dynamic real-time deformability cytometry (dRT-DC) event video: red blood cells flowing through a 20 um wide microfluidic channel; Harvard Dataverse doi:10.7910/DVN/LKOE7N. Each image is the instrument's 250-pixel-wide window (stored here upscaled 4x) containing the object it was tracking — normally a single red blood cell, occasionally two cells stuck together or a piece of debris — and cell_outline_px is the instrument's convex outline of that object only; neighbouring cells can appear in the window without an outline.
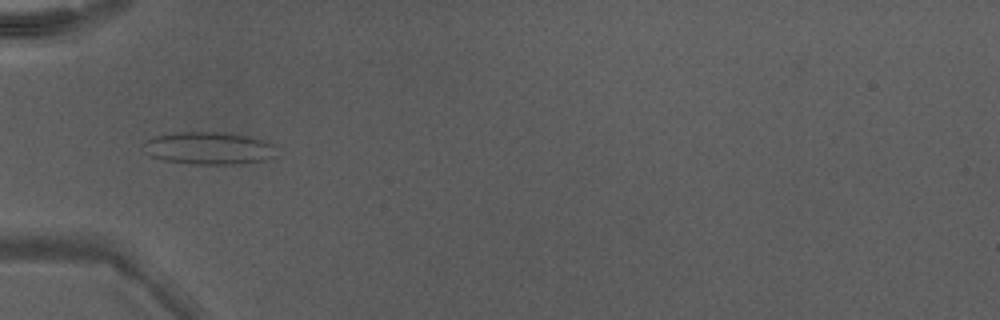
{"species": "Egyptian fruit bat (a non-hibernating species)", "species_latin": "Rousettus aegyptiacus", "temperature_condition": "warm", "stored_images_in_passage": 45, "camera_frame_rate_fps": 3000, "um_per_image_px": 0.085, "animal": {"sex": "male"}, "frame": {"image": 1, "passage_image": 14, "time_ms": 4.333, "image_size_px": [1000, 320], "cell_outline_px": [[272, 156], [264, 160], [240, 164], [196, 164], [164, 160], [152, 156], [144, 152], [148, 140], [156, 136], [180, 132], [228, 132], [248, 136], [264, 140], [272, 144]], "centroid_in_image_um": [17.75, 12.59], "position_along_channel_um": 67.2, "area_um2": 24.68}}
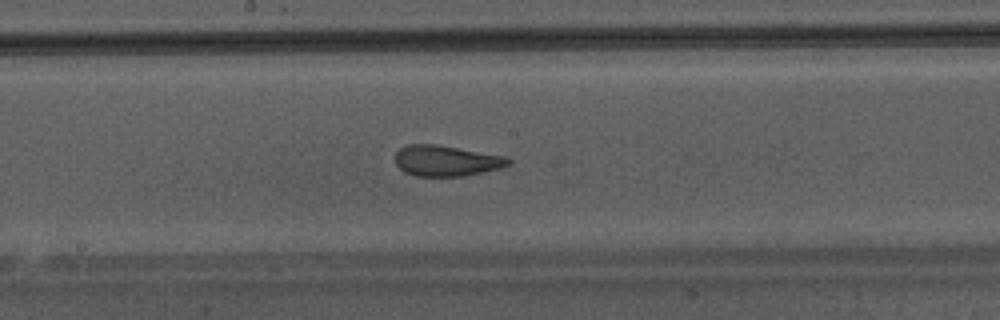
{"frame": {"image": 2, "passage_image": 24, "time_ms": 7.667, "image_size_px": [1000, 320], "cell_outline_px": [[512, 164], [500, 168], [464, 176], [416, 176], [404, 172], [396, 164], [396, 152], [400, 148], [408, 144], [436, 144], [508, 156], [512, 160]], "centroid_in_image_um": [37.97, 13.66], "position_along_channel_um": 210.2, "area_um2": 20.46}}
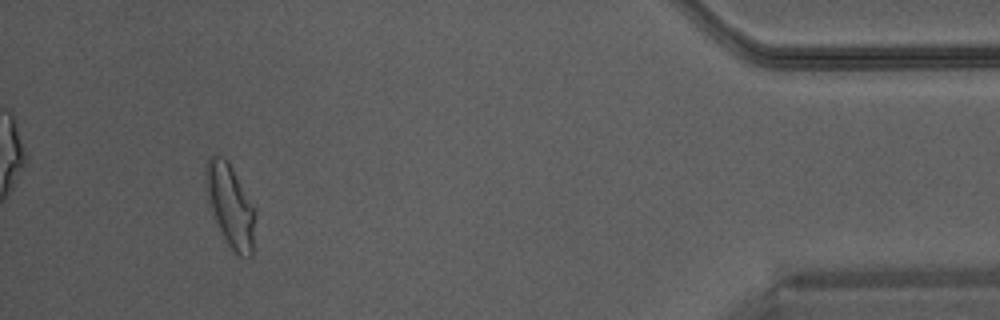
{"frame": {"image": 3, "passage_image": 42, "time_ms": 13.667, "image_size_px": [1000, 320], "cell_outline_px": [[256, 212], [252, 256], [240, 256], [232, 252], [216, 220], [208, 200], [204, 168], [208, 160], [212, 156], [220, 156], [228, 160], [256, 208]], "centroid_in_image_um": [19.62, 17.47], "position_along_channel_um": 415.6, "area_um2": 23.7}}